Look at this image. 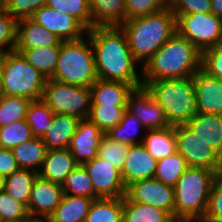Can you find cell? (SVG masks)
<instances>
[{
    "label": "cell",
    "mask_w": 222,
    "mask_h": 222,
    "mask_svg": "<svg viewBox=\"0 0 222 222\" xmlns=\"http://www.w3.org/2000/svg\"><path fill=\"white\" fill-rule=\"evenodd\" d=\"M37 177L38 173L35 171L19 169L5 177L4 190L28 207L31 190Z\"/></svg>",
    "instance_id": "obj_30"
},
{
    "label": "cell",
    "mask_w": 222,
    "mask_h": 222,
    "mask_svg": "<svg viewBox=\"0 0 222 222\" xmlns=\"http://www.w3.org/2000/svg\"><path fill=\"white\" fill-rule=\"evenodd\" d=\"M176 149L188 167L204 168L221 175V156L186 124L175 126Z\"/></svg>",
    "instance_id": "obj_10"
},
{
    "label": "cell",
    "mask_w": 222,
    "mask_h": 222,
    "mask_svg": "<svg viewBox=\"0 0 222 222\" xmlns=\"http://www.w3.org/2000/svg\"><path fill=\"white\" fill-rule=\"evenodd\" d=\"M193 82L197 93L198 112L222 115V81L200 69L193 76Z\"/></svg>",
    "instance_id": "obj_18"
},
{
    "label": "cell",
    "mask_w": 222,
    "mask_h": 222,
    "mask_svg": "<svg viewBox=\"0 0 222 222\" xmlns=\"http://www.w3.org/2000/svg\"><path fill=\"white\" fill-rule=\"evenodd\" d=\"M169 7L174 15L211 13V0H173Z\"/></svg>",
    "instance_id": "obj_47"
},
{
    "label": "cell",
    "mask_w": 222,
    "mask_h": 222,
    "mask_svg": "<svg viewBox=\"0 0 222 222\" xmlns=\"http://www.w3.org/2000/svg\"><path fill=\"white\" fill-rule=\"evenodd\" d=\"M168 6L173 0H163Z\"/></svg>",
    "instance_id": "obj_53"
},
{
    "label": "cell",
    "mask_w": 222,
    "mask_h": 222,
    "mask_svg": "<svg viewBox=\"0 0 222 222\" xmlns=\"http://www.w3.org/2000/svg\"><path fill=\"white\" fill-rule=\"evenodd\" d=\"M177 33L194 44L201 53L222 44V18L212 13L175 15Z\"/></svg>",
    "instance_id": "obj_9"
},
{
    "label": "cell",
    "mask_w": 222,
    "mask_h": 222,
    "mask_svg": "<svg viewBox=\"0 0 222 222\" xmlns=\"http://www.w3.org/2000/svg\"><path fill=\"white\" fill-rule=\"evenodd\" d=\"M62 41L56 70L51 79L65 84L90 88L98 79L90 39Z\"/></svg>",
    "instance_id": "obj_6"
},
{
    "label": "cell",
    "mask_w": 222,
    "mask_h": 222,
    "mask_svg": "<svg viewBox=\"0 0 222 222\" xmlns=\"http://www.w3.org/2000/svg\"><path fill=\"white\" fill-rule=\"evenodd\" d=\"M5 176L0 173V191L4 190Z\"/></svg>",
    "instance_id": "obj_52"
},
{
    "label": "cell",
    "mask_w": 222,
    "mask_h": 222,
    "mask_svg": "<svg viewBox=\"0 0 222 222\" xmlns=\"http://www.w3.org/2000/svg\"><path fill=\"white\" fill-rule=\"evenodd\" d=\"M129 145H125L103 135L99 143L98 157L108 161L110 164L122 169L128 155Z\"/></svg>",
    "instance_id": "obj_40"
},
{
    "label": "cell",
    "mask_w": 222,
    "mask_h": 222,
    "mask_svg": "<svg viewBox=\"0 0 222 222\" xmlns=\"http://www.w3.org/2000/svg\"><path fill=\"white\" fill-rule=\"evenodd\" d=\"M127 110L144 126L145 131L169 127L164 111L145 86L129 94Z\"/></svg>",
    "instance_id": "obj_14"
},
{
    "label": "cell",
    "mask_w": 222,
    "mask_h": 222,
    "mask_svg": "<svg viewBox=\"0 0 222 222\" xmlns=\"http://www.w3.org/2000/svg\"><path fill=\"white\" fill-rule=\"evenodd\" d=\"M201 61V51L176 32L142 67V81L192 77Z\"/></svg>",
    "instance_id": "obj_2"
},
{
    "label": "cell",
    "mask_w": 222,
    "mask_h": 222,
    "mask_svg": "<svg viewBox=\"0 0 222 222\" xmlns=\"http://www.w3.org/2000/svg\"><path fill=\"white\" fill-rule=\"evenodd\" d=\"M29 218L24 204L14 199L5 190L0 191V222H25Z\"/></svg>",
    "instance_id": "obj_41"
},
{
    "label": "cell",
    "mask_w": 222,
    "mask_h": 222,
    "mask_svg": "<svg viewBox=\"0 0 222 222\" xmlns=\"http://www.w3.org/2000/svg\"><path fill=\"white\" fill-rule=\"evenodd\" d=\"M61 46L38 47L29 50H15L37 69L46 79H51L56 70Z\"/></svg>",
    "instance_id": "obj_29"
},
{
    "label": "cell",
    "mask_w": 222,
    "mask_h": 222,
    "mask_svg": "<svg viewBox=\"0 0 222 222\" xmlns=\"http://www.w3.org/2000/svg\"><path fill=\"white\" fill-rule=\"evenodd\" d=\"M63 195L61 184L38 176L33 184L27 207L29 217L47 219L61 203Z\"/></svg>",
    "instance_id": "obj_15"
},
{
    "label": "cell",
    "mask_w": 222,
    "mask_h": 222,
    "mask_svg": "<svg viewBox=\"0 0 222 222\" xmlns=\"http://www.w3.org/2000/svg\"><path fill=\"white\" fill-rule=\"evenodd\" d=\"M144 135L143 145L157 161L177 151L175 126L147 130Z\"/></svg>",
    "instance_id": "obj_26"
},
{
    "label": "cell",
    "mask_w": 222,
    "mask_h": 222,
    "mask_svg": "<svg viewBox=\"0 0 222 222\" xmlns=\"http://www.w3.org/2000/svg\"><path fill=\"white\" fill-rule=\"evenodd\" d=\"M126 20L154 14L168 5L163 0H125Z\"/></svg>",
    "instance_id": "obj_44"
},
{
    "label": "cell",
    "mask_w": 222,
    "mask_h": 222,
    "mask_svg": "<svg viewBox=\"0 0 222 222\" xmlns=\"http://www.w3.org/2000/svg\"><path fill=\"white\" fill-rule=\"evenodd\" d=\"M137 62L143 65L177 32L176 17L168 6L162 11L126 20L120 25Z\"/></svg>",
    "instance_id": "obj_3"
},
{
    "label": "cell",
    "mask_w": 222,
    "mask_h": 222,
    "mask_svg": "<svg viewBox=\"0 0 222 222\" xmlns=\"http://www.w3.org/2000/svg\"><path fill=\"white\" fill-rule=\"evenodd\" d=\"M79 121L76 116L54 114L51 126L41 138L47 150L69 148Z\"/></svg>",
    "instance_id": "obj_22"
},
{
    "label": "cell",
    "mask_w": 222,
    "mask_h": 222,
    "mask_svg": "<svg viewBox=\"0 0 222 222\" xmlns=\"http://www.w3.org/2000/svg\"><path fill=\"white\" fill-rule=\"evenodd\" d=\"M20 169L39 172L45 159L47 148L41 138L33 137L11 149Z\"/></svg>",
    "instance_id": "obj_27"
},
{
    "label": "cell",
    "mask_w": 222,
    "mask_h": 222,
    "mask_svg": "<svg viewBox=\"0 0 222 222\" xmlns=\"http://www.w3.org/2000/svg\"><path fill=\"white\" fill-rule=\"evenodd\" d=\"M4 53H0V96L2 95Z\"/></svg>",
    "instance_id": "obj_50"
},
{
    "label": "cell",
    "mask_w": 222,
    "mask_h": 222,
    "mask_svg": "<svg viewBox=\"0 0 222 222\" xmlns=\"http://www.w3.org/2000/svg\"><path fill=\"white\" fill-rule=\"evenodd\" d=\"M60 39L31 18L18 20L15 50H29L38 47L61 46Z\"/></svg>",
    "instance_id": "obj_19"
},
{
    "label": "cell",
    "mask_w": 222,
    "mask_h": 222,
    "mask_svg": "<svg viewBox=\"0 0 222 222\" xmlns=\"http://www.w3.org/2000/svg\"><path fill=\"white\" fill-rule=\"evenodd\" d=\"M25 222H49L48 219H41V218H29Z\"/></svg>",
    "instance_id": "obj_51"
},
{
    "label": "cell",
    "mask_w": 222,
    "mask_h": 222,
    "mask_svg": "<svg viewBox=\"0 0 222 222\" xmlns=\"http://www.w3.org/2000/svg\"><path fill=\"white\" fill-rule=\"evenodd\" d=\"M46 3L47 0H0L1 6L17 20L30 18Z\"/></svg>",
    "instance_id": "obj_43"
},
{
    "label": "cell",
    "mask_w": 222,
    "mask_h": 222,
    "mask_svg": "<svg viewBox=\"0 0 222 222\" xmlns=\"http://www.w3.org/2000/svg\"><path fill=\"white\" fill-rule=\"evenodd\" d=\"M46 81L21 53H4L2 95L41 100Z\"/></svg>",
    "instance_id": "obj_7"
},
{
    "label": "cell",
    "mask_w": 222,
    "mask_h": 222,
    "mask_svg": "<svg viewBox=\"0 0 222 222\" xmlns=\"http://www.w3.org/2000/svg\"><path fill=\"white\" fill-rule=\"evenodd\" d=\"M201 69L222 81V44L202 52Z\"/></svg>",
    "instance_id": "obj_46"
},
{
    "label": "cell",
    "mask_w": 222,
    "mask_h": 222,
    "mask_svg": "<svg viewBox=\"0 0 222 222\" xmlns=\"http://www.w3.org/2000/svg\"><path fill=\"white\" fill-rule=\"evenodd\" d=\"M123 197L93 200L85 222H123Z\"/></svg>",
    "instance_id": "obj_31"
},
{
    "label": "cell",
    "mask_w": 222,
    "mask_h": 222,
    "mask_svg": "<svg viewBox=\"0 0 222 222\" xmlns=\"http://www.w3.org/2000/svg\"><path fill=\"white\" fill-rule=\"evenodd\" d=\"M125 196L130 201L161 208L174 218V187L158 179L140 180L129 184L126 187Z\"/></svg>",
    "instance_id": "obj_12"
},
{
    "label": "cell",
    "mask_w": 222,
    "mask_h": 222,
    "mask_svg": "<svg viewBox=\"0 0 222 222\" xmlns=\"http://www.w3.org/2000/svg\"><path fill=\"white\" fill-rule=\"evenodd\" d=\"M123 222H177L170 214L161 208L123 197Z\"/></svg>",
    "instance_id": "obj_28"
},
{
    "label": "cell",
    "mask_w": 222,
    "mask_h": 222,
    "mask_svg": "<svg viewBox=\"0 0 222 222\" xmlns=\"http://www.w3.org/2000/svg\"><path fill=\"white\" fill-rule=\"evenodd\" d=\"M30 18L52 32L60 41H75L81 39L88 31L72 15L64 12L61 13L47 5L35 11Z\"/></svg>",
    "instance_id": "obj_13"
},
{
    "label": "cell",
    "mask_w": 222,
    "mask_h": 222,
    "mask_svg": "<svg viewBox=\"0 0 222 222\" xmlns=\"http://www.w3.org/2000/svg\"><path fill=\"white\" fill-rule=\"evenodd\" d=\"M219 175L204 168L188 167L174 186L177 222H200L204 219L214 180Z\"/></svg>",
    "instance_id": "obj_4"
},
{
    "label": "cell",
    "mask_w": 222,
    "mask_h": 222,
    "mask_svg": "<svg viewBox=\"0 0 222 222\" xmlns=\"http://www.w3.org/2000/svg\"><path fill=\"white\" fill-rule=\"evenodd\" d=\"M201 222H222V175H219L212 184L208 209Z\"/></svg>",
    "instance_id": "obj_45"
},
{
    "label": "cell",
    "mask_w": 222,
    "mask_h": 222,
    "mask_svg": "<svg viewBox=\"0 0 222 222\" xmlns=\"http://www.w3.org/2000/svg\"><path fill=\"white\" fill-rule=\"evenodd\" d=\"M158 161L147 151L142 144L129 146L128 155L121 169V176L125 186L155 177Z\"/></svg>",
    "instance_id": "obj_17"
},
{
    "label": "cell",
    "mask_w": 222,
    "mask_h": 222,
    "mask_svg": "<svg viewBox=\"0 0 222 222\" xmlns=\"http://www.w3.org/2000/svg\"><path fill=\"white\" fill-rule=\"evenodd\" d=\"M126 110L127 106L91 105L87 119L105 134L121 122Z\"/></svg>",
    "instance_id": "obj_37"
},
{
    "label": "cell",
    "mask_w": 222,
    "mask_h": 222,
    "mask_svg": "<svg viewBox=\"0 0 222 222\" xmlns=\"http://www.w3.org/2000/svg\"><path fill=\"white\" fill-rule=\"evenodd\" d=\"M77 165L69 148L47 150L38 176L62 185L66 176Z\"/></svg>",
    "instance_id": "obj_21"
},
{
    "label": "cell",
    "mask_w": 222,
    "mask_h": 222,
    "mask_svg": "<svg viewBox=\"0 0 222 222\" xmlns=\"http://www.w3.org/2000/svg\"><path fill=\"white\" fill-rule=\"evenodd\" d=\"M17 25L18 20L0 5V53L15 51Z\"/></svg>",
    "instance_id": "obj_42"
},
{
    "label": "cell",
    "mask_w": 222,
    "mask_h": 222,
    "mask_svg": "<svg viewBox=\"0 0 222 222\" xmlns=\"http://www.w3.org/2000/svg\"><path fill=\"white\" fill-rule=\"evenodd\" d=\"M140 128L144 130V126L140 121L131 112L126 110L121 122L105 134L115 141L131 146L143 143L144 138L139 139V141L135 139Z\"/></svg>",
    "instance_id": "obj_36"
},
{
    "label": "cell",
    "mask_w": 222,
    "mask_h": 222,
    "mask_svg": "<svg viewBox=\"0 0 222 222\" xmlns=\"http://www.w3.org/2000/svg\"><path fill=\"white\" fill-rule=\"evenodd\" d=\"M94 186L97 198H120L126 193L121 170L108 161L95 157L83 164Z\"/></svg>",
    "instance_id": "obj_11"
},
{
    "label": "cell",
    "mask_w": 222,
    "mask_h": 222,
    "mask_svg": "<svg viewBox=\"0 0 222 222\" xmlns=\"http://www.w3.org/2000/svg\"><path fill=\"white\" fill-rule=\"evenodd\" d=\"M54 114H65L87 119L91 107L90 88L47 79L42 99Z\"/></svg>",
    "instance_id": "obj_8"
},
{
    "label": "cell",
    "mask_w": 222,
    "mask_h": 222,
    "mask_svg": "<svg viewBox=\"0 0 222 222\" xmlns=\"http://www.w3.org/2000/svg\"><path fill=\"white\" fill-rule=\"evenodd\" d=\"M187 169L188 165L185 159L176 151L158 161L154 178L174 187Z\"/></svg>",
    "instance_id": "obj_33"
},
{
    "label": "cell",
    "mask_w": 222,
    "mask_h": 222,
    "mask_svg": "<svg viewBox=\"0 0 222 222\" xmlns=\"http://www.w3.org/2000/svg\"><path fill=\"white\" fill-rule=\"evenodd\" d=\"M61 186L64 194L98 199L95 196L92 180L83 165H77L66 176Z\"/></svg>",
    "instance_id": "obj_32"
},
{
    "label": "cell",
    "mask_w": 222,
    "mask_h": 222,
    "mask_svg": "<svg viewBox=\"0 0 222 222\" xmlns=\"http://www.w3.org/2000/svg\"><path fill=\"white\" fill-rule=\"evenodd\" d=\"M142 83L163 109L170 126L186 124L199 114L193 76Z\"/></svg>",
    "instance_id": "obj_5"
},
{
    "label": "cell",
    "mask_w": 222,
    "mask_h": 222,
    "mask_svg": "<svg viewBox=\"0 0 222 222\" xmlns=\"http://www.w3.org/2000/svg\"><path fill=\"white\" fill-rule=\"evenodd\" d=\"M32 100L18 96H0V127L12 122L26 120Z\"/></svg>",
    "instance_id": "obj_35"
},
{
    "label": "cell",
    "mask_w": 222,
    "mask_h": 222,
    "mask_svg": "<svg viewBox=\"0 0 222 222\" xmlns=\"http://www.w3.org/2000/svg\"><path fill=\"white\" fill-rule=\"evenodd\" d=\"M221 175H222V157H221Z\"/></svg>",
    "instance_id": "obj_54"
},
{
    "label": "cell",
    "mask_w": 222,
    "mask_h": 222,
    "mask_svg": "<svg viewBox=\"0 0 222 222\" xmlns=\"http://www.w3.org/2000/svg\"><path fill=\"white\" fill-rule=\"evenodd\" d=\"M54 112L42 100L32 101L27 114L26 122L30 126L33 137L42 138L52 124Z\"/></svg>",
    "instance_id": "obj_34"
},
{
    "label": "cell",
    "mask_w": 222,
    "mask_h": 222,
    "mask_svg": "<svg viewBox=\"0 0 222 222\" xmlns=\"http://www.w3.org/2000/svg\"><path fill=\"white\" fill-rule=\"evenodd\" d=\"M103 135L99 127L88 119L79 121L69 145V150L78 165H83L98 156L99 143Z\"/></svg>",
    "instance_id": "obj_16"
},
{
    "label": "cell",
    "mask_w": 222,
    "mask_h": 222,
    "mask_svg": "<svg viewBox=\"0 0 222 222\" xmlns=\"http://www.w3.org/2000/svg\"><path fill=\"white\" fill-rule=\"evenodd\" d=\"M93 200L64 194L61 203L47 219L49 222H85Z\"/></svg>",
    "instance_id": "obj_25"
},
{
    "label": "cell",
    "mask_w": 222,
    "mask_h": 222,
    "mask_svg": "<svg viewBox=\"0 0 222 222\" xmlns=\"http://www.w3.org/2000/svg\"><path fill=\"white\" fill-rule=\"evenodd\" d=\"M19 169L11 149L0 148V173L6 177Z\"/></svg>",
    "instance_id": "obj_48"
},
{
    "label": "cell",
    "mask_w": 222,
    "mask_h": 222,
    "mask_svg": "<svg viewBox=\"0 0 222 222\" xmlns=\"http://www.w3.org/2000/svg\"><path fill=\"white\" fill-rule=\"evenodd\" d=\"M47 6L75 17L87 30L93 27L88 0H47Z\"/></svg>",
    "instance_id": "obj_38"
},
{
    "label": "cell",
    "mask_w": 222,
    "mask_h": 222,
    "mask_svg": "<svg viewBox=\"0 0 222 222\" xmlns=\"http://www.w3.org/2000/svg\"><path fill=\"white\" fill-rule=\"evenodd\" d=\"M95 56L97 77L102 80L122 81L134 88L143 86L137 74L138 63L120 26H94L87 31Z\"/></svg>",
    "instance_id": "obj_1"
},
{
    "label": "cell",
    "mask_w": 222,
    "mask_h": 222,
    "mask_svg": "<svg viewBox=\"0 0 222 222\" xmlns=\"http://www.w3.org/2000/svg\"><path fill=\"white\" fill-rule=\"evenodd\" d=\"M211 13L222 18V0H211Z\"/></svg>",
    "instance_id": "obj_49"
},
{
    "label": "cell",
    "mask_w": 222,
    "mask_h": 222,
    "mask_svg": "<svg viewBox=\"0 0 222 222\" xmlns=\"http://www.w3.org/2000/svg\"><path fill=\"white\" fill-rule=\"evenodd\" d=\"M134 87L122 81L97 79L90 87L91 105L127 106Z\"/></svg>",
    "instance_id": "obj_20"
},
{
    "label": "cell",
    "mask_w": 222,
    "mask_h": 222,
    "mask_svg": "<svg viewBox=\"0 0 222 222\" xmlns=\"http://www.w3.org/2000/svg\"><path fill=\"white\" fill-rule=\"evenodd\" d=\"M33 138L26 120L12 122L0 127V148L12 149Z\"/></svg>",
    "instance_id": "obj_39"
},
{
    "label": "cell",
    "mask_w": 222,
    "mask_h": 222,
    "mask_svg": "<svg viewBox=\"0 0 222 222\" xmlns=\"http://www.w3.org/2000/svg\"><path fill=\"white\" fill-rule=\"evenodd\" d=\"M94 26H120L126 21L125 0H88Z\"/></svg>",
    "instance_id": "obj_24"
},
{
    "label": "cell",
    "mask_w": 222,
    "mask_h": 222,
    "mask_svg": "<svg viewBox=\"0 0 222 222\" xmlns=\"http://www.w3.org/2000/svg\"><path fill=\"white\" fill-rule=\"evenodd\" d=\"M186 125L222 157V115L199 113Z\"/></svg>",
    "instance_id": "obj_23"
}]
</instances>
